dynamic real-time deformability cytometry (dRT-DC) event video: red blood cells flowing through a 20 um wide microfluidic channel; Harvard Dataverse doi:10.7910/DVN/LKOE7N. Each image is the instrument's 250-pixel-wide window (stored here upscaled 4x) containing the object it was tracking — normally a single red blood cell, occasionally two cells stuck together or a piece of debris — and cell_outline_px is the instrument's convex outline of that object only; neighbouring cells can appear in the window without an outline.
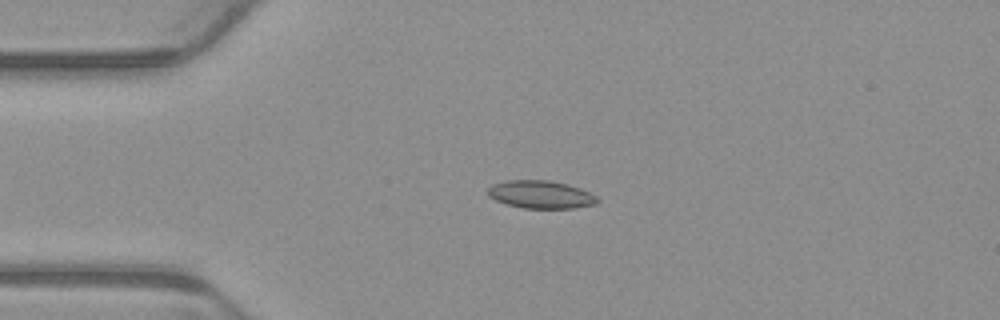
{"species": "common noctule bat (a hibernating species)", "species_latin": "Nyctalus noctula", "temperature_condition": "warm", "stored_images_in_passage": 5, "camera_frame_rate_fps": 3000, "um_per_image_px": 0.085, "animal": {"sex": "male", "body_mass_g": 23.1, "forearm_length_mm": 52.7}, "frame": {"image": 1, "passage_image": 4, "time_ms": 1.0, "image_size_px": [1000, 320], "cell_outline_px": [[600, 200], [596, 204], [576, 208], [524, 208], [508, 204], [496, 200], [488, 196], [488, 188], [492, 184], [504, 180], [548, 180], [580, 188], [596, 196]], "centroid_in_image_um": [45.96, 16.53], "position_along_channel_um": 39.0, "area_um2": 17.69}}